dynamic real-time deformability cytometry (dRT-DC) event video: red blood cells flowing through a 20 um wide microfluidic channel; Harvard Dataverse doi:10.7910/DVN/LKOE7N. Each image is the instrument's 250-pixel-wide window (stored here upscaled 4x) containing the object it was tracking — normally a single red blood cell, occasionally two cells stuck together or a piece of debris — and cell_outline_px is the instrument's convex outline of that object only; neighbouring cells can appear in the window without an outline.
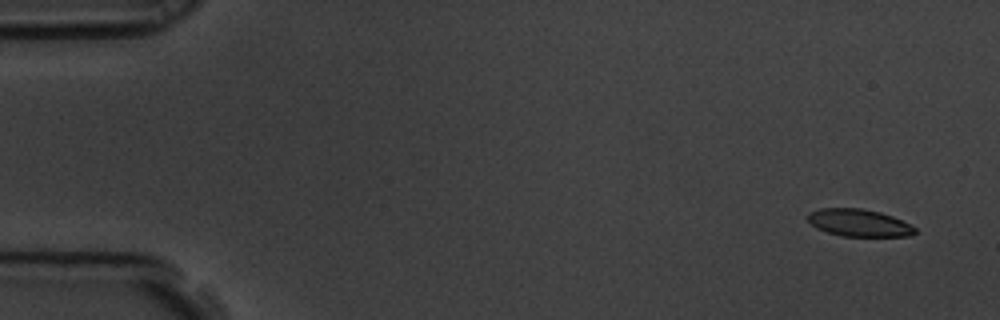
{"species": "common noctule bat (a hibernating species)", "species_latin": "Nyctalus noctula", "temperature_condition": "room temperature", "stored_images_in_passage": 5, "camera_frame_rate_fps": 3000, "um_per_image_px": 0.085, "animal": {"sex": "male", "body_mass_g": 19.5, "forearm_length_mm": 54.6}, "frame": {"image": 1, "passage_image": 1, "time_ms": 0.0, "image_size_px": [1000, 320], "cell_outline_px": [[916, 232], [912, 236], [844, 236], [828, 232], [816, 228], [808, 220], [808, 212], [820, 208], [860, 208], [880, 212], [892, 216], [916, 228]], "centroid_in_image_um": [73.0, 18.93], "position_along_channel_um": 12.0, "area_um2": 16.94}}
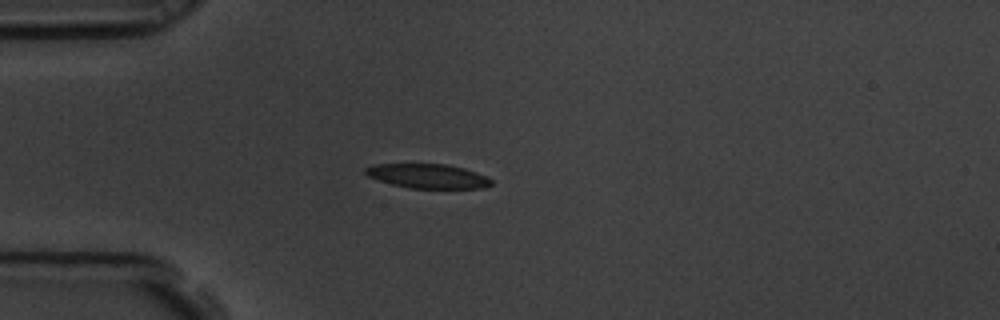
{"frame": {"image": 2, "passage_image": 5, "time_ms": 1.333, "image_size_px": [1000, 320], "cell_outline_px": [[492, 184], [484, 188], [408, 188], [392, 184], [368, 176], [364, 172], [364, 168], [376, 164], [444, 164], [464, 168], [488, 176], [492, 180]], "centroid_in_image_um": [36.39, 14.97], "position_along_channel_um": 48.6, "area_um2": 17.8}}